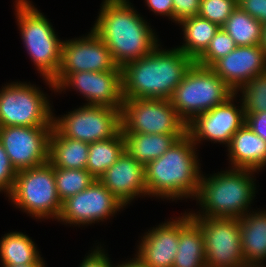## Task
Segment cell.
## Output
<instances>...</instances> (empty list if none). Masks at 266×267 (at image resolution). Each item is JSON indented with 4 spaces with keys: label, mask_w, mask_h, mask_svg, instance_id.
<instances>
[{
    "label": "cell",
    "mask_w": 266,
    "mask_h": 267,
    "mask_svg": "<svg viewBox=\"0 0 266 267\" xmlns=\"http://www.w3.org/2000/svg\"><path fill=\"white\" fill-rule=\"evenodd\" d=\"M121 67L123 99H170L195 63L180 49L161 50Z\"/></svg>",
    "instance_id": "obj_1"
},
{
    "label": "cell",
    "mask_w": 266,
    "mask_h": 267,
    "mask_svg": "<svg viewBox=\"0 0 266 267\" xmlns=\"http://www.w3.org/2000/svg\"><path fill=\"white\" fill-rule=\"evenodd\" d=\"M93 27L118 66L150 54L158 45L152 29L126 0H105Z\"/></svg>",
    "instance_id": "obj_2"
},
{
    "label": "cell",
    "mask_w": 266,
    "mask_h": 267,
    "mask_svg": "<svg viewBox=\"0 0 266 267\" xmlns=\"http://www.w3.org/2000/svg\"><path fill=\"white\" fill-rule=\"evenodd\" d=\"M195 144L188 133L179 138L159 158L145 165L148 195L162 197L195 196L199 190L201 174Z\"/></svg>",
    "instance_id": "obj_3"
},
{
    "label": "cell",
    "mask_w": 266,
    "mask_h": 267,
    "mask_svg": "<svg viewBox=\"0 0 266 267\" xmlns=\"http://www.w3.org/2000/svg\"><path fill=\"white\" fill-rule=\"evenodd\" d=\"M251 172L254 170L233 168L208 179L201 176L196 198L206 209L203 216L243 217L255 196L254 181L249 176Z\"/></svg>",
    "instance_id": "obj_4"
},
{
    "label": "cell",
    "mask_w": 266,
    "mask_h": 267,
    "mask_svg": "<svg viewBox=\"0 0 266 267\" xmlns=\"http://www.w3.org/2000/svg\"><path fill=\"white\" fill-rule=\"evenodd\" d=\"M235 93L210 67L192 65L175 88L170 101L179 116L190 123L197 115L209 111Z\"/></svg>",
    "instance_id": "obj_5"
},
{
    "label": "cell",
    "mask_w": 266,
    "mask_h": 267,
    "mask_svg": "<svg viewBox=\"0 0 266 267\" xmlns=\"http://www.w3.org/2000/svg\"><path fill=\"white\" fill-rule=\"evenodd\" d=\"M17 19L27 51L41 74L55 89L52 79L57 75L60 64L62 45L45 18L26 0H18Z\"/></svg>",
    "instance_id": "obj_6"
},
{
    "label": "cell",
    "mask_w": 266,
    "mask_h": 267,
    "mask_svg": "<svg viewBox=\"0 0 266 267\" xmlns=\"http://www.w3.org/2000/svg\"><path fill=\"white\" fill-rule=\"evenodd\" d=\"M8 196L34 217L53 216L58 219L60 216L62 202L56 190L54 167L49 162L17 171L12 192Z\"/></svg>",
    "instance_id": "obj_7"
},
{
    "label": "cell",
    "mask_w": 266,
    "mask_h": 267,
    "mask_svg": "<svg viewBox=\"0 0 266 267\" xmlns=\"http://www.w3.org/2000/svg\"><path fill=\"white\" fill-rule=\"evenodd\" d=\"M122 133L186 134L187 124L170 99H124Z\"/></svg>",
    "instance_id": "obj_8"
},
{
    "label": "cell",
    "mask_w": 266,
    "mask_h": 267,
    "mask_svg": "<svg viewBox=\"0 0 266 267\" xmlns=\"http://www.w3.org/2000/svg\"><path fill=\"white\" fill-rule=\"evenodd\" d=\"M190 215L204 237L206 267H242L246 264L241 247L240 218Z\"/></svg>",
    "instance_id": "obj_9"
},
{
    "label": "cell",
    "mask_w": 266,
    "mask_h": 267,
    "mask_svg": "<svg viewBox=\"0 0 266 267\" xmlns=\"http://www.w3.org/2000/svg\"><path fill=\"white\" fill-rule=\"evenodd\" d=\"M49 103L44 94L28 84H11L0 91V127L53 126Z\"/></svg>",
    "instance_id": "obj_10"
},
{
    "label": "cell",
    "mask_w": 266,
    "mask_h": 267,
    "mask_svg": "<svg viewBox=\"0 0 266 267\" xmlns=\"http://www.w3.org/2000/svg\"><path fill=\"white\" fill-rule=\"evenodd\" d=\"M53 128L61 136L86 143L107 140L121 130V110L85 105L61 119H53Z\"/></svg>",
    "instance_id": "obj_11"
},
{
    "label": "cell",
    "mask_w": 266,
    "mask_h": 267,
    "mask_svg": "<svg viewBox=\"0 0 266 267\" xmlns=\"http://www.w3.org/2000/svg\"><path fill=\"white\" fill-rule=\"evenodd\" d=\"M53 126L0 127V143L16 171L49 162V139Z\"/></svg>",
    "instance_id": "obj_12"
},
{
    "label": "cell",
    "mask_w": 266,
    "mask_h": 267,
    "mask_svg": "<svg viewBox=\"0 0 266 267\" xmlns=\"http://www.w3.org/2000/svg\"><path fill=\"white\" fill-rule=\"evenodd\" d=\"M83 71H121L93 30L87 37L63 42L60 68L51 81L56 88L69 74Z\"/></svg>",
    "instance_id": "obj_13"
},
{
    "label": "cell",
    "mask_w": 266,
    "mask_h": 267,
    "mask_svg": "<svg viewBox=\"0 0 266 267\" xmlns=\"http://www.w3.org/2000/svg\"><path fill=\"white\" fill-rule=\"evenodd\" d=\"M123 204L96 179L82 192L62 202L58 220L70 224H89L113 215Z\"/></svg>",
    "instance_id": "obj_14"
},
{
    "label": "cell",
    "mask_w": 266,
    "mask_h": 267,
    "mask_svg": "<svg viewBox=\"0 0 266 267\" xmlns=\"http://www.w3.org/2000/svg\"><path fill=\"white\" fill-rule=\"evenodd\" d=\"M233 97L235 94L222 104L197 115L187 124V133L194 143L205 138L230 144L232 136L246 121L243 107L239 110L231 103Z\"/></svg>",
    "instance_id": "obj_15"
},
{
    "label": "cell",
    "mask_w": 266,
    "mask_h": 267,
    "mask_svg": "<svg viewBox=\"0 0 266 267\" xmlns=\"http://www.w3.org/2000/svg\"><path fill=\"white\" fill-rule=\"evenodd\" d=\"M72 85L89 100L88 105L104 106L121 110V71H83L69 74L56 88Z\"/></svg>",
    "instance_id": "obj_16"
},
{
    "label": "cell",
    "mask_w": 266,
    "mask_h": 267,
    "mask_svg": "<svg viewBox=\"0 0 266 267\" xmlns=\"http://www.w3.org/2000/svg\"><path fill=\"white\" fill-rule=\"evenodd\" d=\"M235 93L258 74L266 72V55L261 45L236 46L210 67Z\"/></svg>",
    "instance_id": "obj_17"
},
{
    "label": "cell",
    "mask_w": 266,
    "mask_h": 267,
    "mask_svg": "<svg viewBox=\"0 0 266 267\" xmlns=\"http://www.w3.org/2000/svg\"><path fill=\"white\" fill-rule=\"evenodd\" d=\"M98 180L124 205L143 193L147 195L145 165L137 162L126 151Z\"/></svg>",
    "instance_id": "obj_18"
},
{
    "label": "cell",
    "mask_w": 266,
    "mask_h": 267,
    "mask_svg": "<svg viewBox=\"0 0 266 267\" xmlns=\"http://www.w3.org/2000/svg\"><path fill=\"white\" fill-rule=\"evenodd\" d=\"M179 247V220L149 231L140 244L137 259L146 267H172Z\"/></svg>",
    "instance_id": "obj_19"
},
{
    "label": "cell",
    "mask_w": 266,
    "mask_h": 267,
    "mask_svg": "<svg viewBox=\"0 0 266 267\" xmlns=\"http://www.w3.org/2000/svg\"><path fill=\"white\" fill-rule=\"evenodd\" d=\"M233 167L256 171L266 165V141L245 123L227 145Z\"/></svg>",
    "instance_id": "obj_20"
},
{
    "label": "cell",
    "mask_w": 266,
    "mask_h": 267,
    "mask_svg": "<svg viewBox=\"0 0 266 267\" xmlns=\"http://www.w3.org/2000/svg\"><path fill=\"white\" fill-rule=\"evenodd\" d=\"M179 219V247L172 267H206L204 237L190 214Z\"/></svg>",
    "instance_id": "obj_21"
},
{
    "label": "cell",
    "mask_w": 266,
    "mask_h": 267,
    "mask_svg": "<svg viewBox=\"0 0 266 267\" xmlns=\"http://www.w3.org/2000/svg\"><path fill=\"white\" fill-rule=\"evenodd\" d=\"M125 151L137 162L147 163L161 157L185 134L123 133Z\"/></svg>",
    "instance_id": "obj_22"
},
{
    "label": "cell",
    "mask_w": 266,
    "mask_h": 267,
    "mask_svg": "<svg viewBox=\"0 0 266 267\" xmlns=\"http://www.w3.org/2000/svg\"><path fill=\"white\" fill-rule=\"evenodd\" d=\"M89 143L61 136L54 128L49 139V163L54 168L86 169Z\"/></svg>",
    "instance_id": "obj_23"
},
{
    "label": "cell",
    "mask_w": 266,
    "mask_h": 267,
    "mask_svg": "<svg viewBox=\"0 0 266 267\" xmlns=\"http://www.w3.org/2000/svg\"><path fill=\"white\" fill-rule=\"evenodd\" d=\"M240 231L245 262L261 264L266 258V212L245 214L240 218Z\"/></svg>",
    "instance_id": "obj_24"
},
{
    "label": "cell",
    "mask_w": 266,
    "mask_h": 267,
    "mask_svg": "<svg viewBox=\"0 0 266 267\" xmlns=\"http://www.w3.org/2000/svg\"><path fill=\"white\" fill-rule=\"evenodd\" d=\"M180 24L183 25L186 43L178 49L196 61L206 51L220 27L198 15L186 18Z\"/></svg>",
    "instance_id": "obj_25"
},
{
    "label": "cell",
    "mask_w": 266,
    "mask_h": 267,
    "mask_svg": "<svg viewBox=\"0 0 266 267\" xmlns=\"http://www.w3.org/2000/svg\"><path fill=\"white\" fill-rule=\"evenodd\" d=\"M3 266L44 264L34 242L20 232H10L0 241Z\"/></svg>",
    "instance_id": "obj_26"
},
{
    "label": "cell",
    "mask_w": 266,
    "mask_h": 267,
    "mask_svg": "<svg viewBox=\"0 0 266 267\" xmlns=\"http://www.w3.org/2000/svg\"><path fill=\"white\" fill-rule=\"evenodd\" d=\"M125 151V140L120 130L114 137L89 143L86 169L98 179Z\"/></svg>",
    "instance_id": "obj_27"
},
{
    "label": "cell",
    "mask_w": 266,
    "mask_h": 267,
    "mask_svg": "<svg viewBox=\"0 0 266 267\" xmlns=\"http://www.w3.org/2000/svg\"><path fill=\"white\" fill-rule=\"evenodd\" d=\"M222 28L233 38L236 46L262 44L263 25L239 6L228 17Z\"/></svg>",
    "instance_id": "obj_28"
},
{
    "label": "cell",
    "mask_w": 266,
    "mask_h": 267,
    "mask_svg": "<svg viewBox=\"0 0 266 267\" xmlns=\"http://www.w3.org/2000/svg\"><path fill=\"white\" fill-rule=\"evenodd\" d=\"M54 176L61 202L82 192L96 180L87 169L54 168Z\"/></svg>",
    "instance_id": "obj_29"
},
{
    "label": "cell",
    "mask_w": 266,
    "mask_h": 267,
    "mask_svg": "<svg viewBox=\"0 0 266 267\" xmlns=\"http://www.w3.org/2000/svg\"><path fill=\"white\" fill-rule=\"evenodd\" d=\"M240 89L243 90L241 107L245 113L266 111V72L254 76Z\"/></svg>",
    "instance_id": "obj_30"
},
{
    "label": "cell",
    "mask_w": 266,
    "mask_h": 267,
    "mask_svg": "<svg viewBox=\"0 0 266 267\" xmlns=\"http://www.w3.org/2000/svg\"><path fill=\"white\" fill-rule=\"evenodd\" d=\"M236 48L233 38L222 28L216 32L206 51L195 61L204 67H211L217 60L227 56Z\"/></svg>",
    "instance_id": "obj_31"
},
{
    "label": "cell",
    "mask_w": 266,
    "mask_h": 267,
    "mask_svg": "<svg viewBox=\"0 0 266 267\" xmlns=\"http://www.w3.org/2000/svg\"><path fill=\"white\" fill-rule=\"evenodd\" d=\"M238 7V0H201L198 16L222 27Z\"/></svg>",
    "instance_id": "obj_32"
},
{
    "label": "cell",
    "mask_w": 266,
    "mask_h": 267,
    "mask_svg": "<svg viewBox=\"0 0 266 267\" xmlns=\"http://www.w3.org/2000/svg\"><path fill=\"white\" fill-rule=\"evenodd\" d=\"M17 171L12 166L10 159L0 143V191L6 190L7 194L12 192Z\"/></svg>",
    "instance_id": "obj_33"
},
{
    "label": "cell",
    "mask_w": 266,
    "mask_h": 267,
    "mask_svg": "<svg viewBox=\"0 0 266 267\" xmlns=\"http://www.w3.org/2000/svg\"><path fill=\"white\" fill-rule=\"evenodd\" d=\"M201 0H173V19L180 23L186 18L197 16Z\"/></svg>",
    "instance_id": "obj_34"
},
{
    "label": "cell",
    "mask_w": 266,
    "mask_h": 267,
    "mask_svg": "<svg viewBox=\"0 0 266 267\" xmlns=\"http://www.w3.org/2000/svg\"><path fill=\"white\" fill-rule=\"evenodd\" d=\"M238 6L262 25L266 24V0H238Z\"/></svg>",
    "instance_id": "obj_35"
},
{
    "label": "cell",
    "mask_w": 266,
    "mask_h": 267,
    "mask_svg": "<svg viewBox=\"0 0 266 267\" xmlns=\"http://www.w3.org/2000/svg\"><path fill=\"white\" fill-rule=\"evenodd\" d=\"M245 123L251 130L266 141V111L245 113Z\"/></svg>",
    "instance_id": "obj_36"
},
{
    "label": "cell",
    "mask_w": 266,
    "mask_h": 267,
    "mask_svg": "<svg viewBox=\"0 0 266 267\" xmlns=\"http://www.w3.org/2000/svg\"><path fill=\"white\" fill-rule=\"evenodd\" d=\"M80 267H112L108 257L98 249L84 259Z\"/></svg>",
    "instance_id": "obj_37"
},
{
    "label": "cell",
    "mask_w": 266,
    "mask_h": 267,
    "mask_svg": "<svg viewBox=\"0 0 266 267\" xmlns=\"http://www.w3.org/2000/svg\"><path fill=\"white\" fill-rule=\"evenodd\" d=\"M148 7L155 13L170 16L173 19V0H146Z\"/></svg>",
    "instance_id": "obj_38"
},
{
    "label": "cell",
    "mask_w": 266,
    "mask_h": 267,
    "mask_svg": "<svg viewBox=\"0 0 266 267\" xmlns=\"http://www.w3.org/2000/svg\"><path fill=\"white\" fill-rule=\"evenodd\" d=\"M117 267H146L144 264H142L137 258L134 260H130L127 263H124L122 265H118Z\"/></svg>",
    "instance_id": "obj_39"
},
{
    "label": "cell",
    "mask_w": 266,
    "mask_h": 267,
    "mask_svg": "<svg viewBox=\"0 0 266 267\" xmlns=\"http://www.w3.org/2000/svg\"><path fill=\"white\" fill-rule=\"evenodd\" d=\"M261 46H262L263 50L265 51V55H266V24L263 25Z\"/></svg>",
    "instance_id": "obj_40"
},
{
    "label": "cell",
    "mask_w": 266,
    "mask_h": 267,
    "mask_svg": "<svg viewBox=\"0 0 266 267\" xmlns=\"http://www.w3.org/2000/svg\"><path fill=\"white\" fill-rule=\"evenodd\" d=\"M3 267H44V264H28V265H15V266H3Z\"/></svg>",
    "instance_id": "obj_41"
},
{
    "label": "cell",
    "mask_w": 266,
    "mask_h": 267,
    "mask_svg": "<svg viewBox=\"0 0 266 267\" xmlns=\"http://www.w3.org/2000/svg\"><path fill=\"white\" fill-rule=\"evenodd\" d=\"M242 267H263L262 265L258 266V263H246L245 265H243Z\"/></svg>",
    "instance_id": "obj_42"
}]
</instances>
